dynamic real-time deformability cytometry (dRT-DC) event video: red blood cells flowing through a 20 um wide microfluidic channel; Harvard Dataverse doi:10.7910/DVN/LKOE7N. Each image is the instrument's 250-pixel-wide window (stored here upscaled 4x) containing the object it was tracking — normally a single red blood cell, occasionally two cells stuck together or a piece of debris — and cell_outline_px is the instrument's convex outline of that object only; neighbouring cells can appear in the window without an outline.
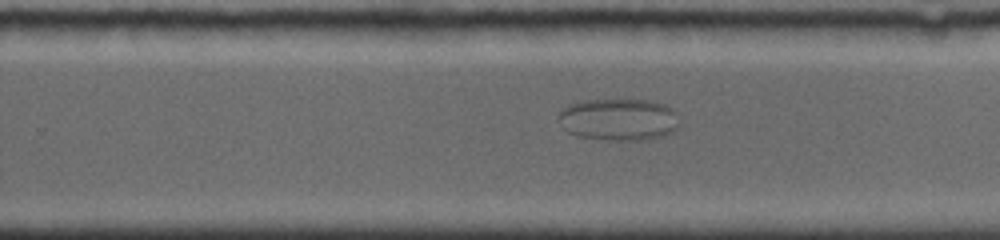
{"species": "common noctule bat (a hibernating species)", "species_latin": "Nyctalus noctula", "temperature_condition": "room temperature", "stored_images_in_passage": 52, "camera_frame_rate_fps": 4000, "um_per_image_px": 0.085, "animal": {"sex": "female", "body_mass_g": 19.0, "forearm_length_mm": 56.7}, "frame": {"image": 1, "passage_image": 38, "time_ms": 11.25, "image_size_px": [1000, 240], "cell_outline_px": [[680, 124], [672, 132], [664, 136], [640, 140], [612, 140], [576, 136], [568, 132], [564, 128], [556, 116], [568, 104], [584, 100], [648, 100], [664, 104], [672, 108], [676, 112]], "centroid_in_image_um": [52.59, 10.15], "position_along_channel_um": 277.2, "area_um2": 29.77}}